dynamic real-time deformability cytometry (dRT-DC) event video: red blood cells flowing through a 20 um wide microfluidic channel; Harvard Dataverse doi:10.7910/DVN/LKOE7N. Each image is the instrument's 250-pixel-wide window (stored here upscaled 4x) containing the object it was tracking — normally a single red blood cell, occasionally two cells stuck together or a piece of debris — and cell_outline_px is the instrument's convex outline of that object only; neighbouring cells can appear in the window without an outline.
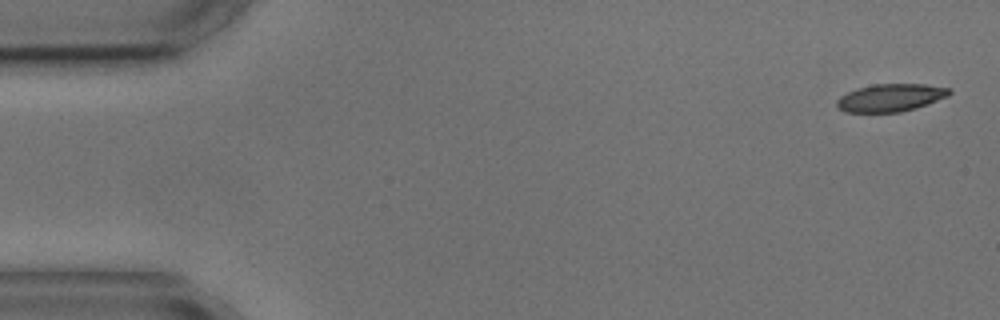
{"species": "common noctule bat (a hibernating species)", "species_latin": "Nyctalus noctula", "temperature_condition": "cold", "stored_images_in_passage": 4, "camera_frame_rate_fps": 3000, "um_per_image_px": 0.085, "animal": {"sex": "male", "body_mass_g": 17.9, "forearm_length_mm": 54.2}, "frame": {"image": 1, "passage_image": 1, "time_ms": 0.0, "image_size_px": [1000, 320], "cell_outline_px": [[952, 92], [948, 96], [916, 108], [900, 112], [844, 112], [836, 104], [836, 100], [840, 96], [856, 88], [872, 84], [924, 84], [952, 88]], "centroid_in_image_um": [75.7, 8.29], "position_along_channel_um": 9.3, "area_um2": 18.21}}